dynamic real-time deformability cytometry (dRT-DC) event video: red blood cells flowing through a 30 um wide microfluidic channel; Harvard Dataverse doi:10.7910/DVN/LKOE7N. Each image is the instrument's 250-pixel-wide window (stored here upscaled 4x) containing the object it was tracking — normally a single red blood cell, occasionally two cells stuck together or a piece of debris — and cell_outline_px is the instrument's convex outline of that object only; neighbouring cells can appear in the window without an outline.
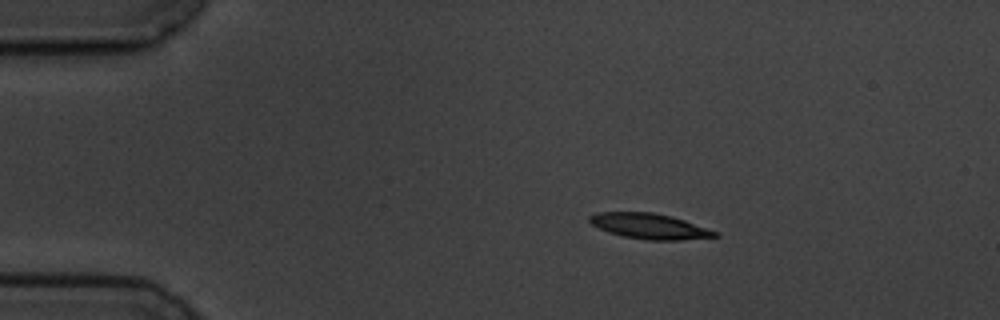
{"species": "common noctule bat (a hibernating species)", "species_latin": "Nyctalus noctula", "temperature_condition": "cold", "stored_images_in_passage": 5, "camera_frame_rate_fps": 3000, "um_per_image_px": 0.085, "animal": {"sex": "male", "body_mass_g": 19.5, "forearm_length_mm": 54.6}, "frame": {"image": 1, "passage_image": 2, "time_ms": 1.333, "image_size_px": [1000, 320], "cell_outline_px": [[720, 236], [680, 240], [648, 240], [624, 236], [608, 232], [592, 224], [588, 220], [588, 216], [596, 212], [652, 212], [672, 216], [684, 220], [716, 232]], "centroid_in_image_um": [55.16, 19.22], "position_along_channel_um": 29.8, "area_um2": 18.38}}
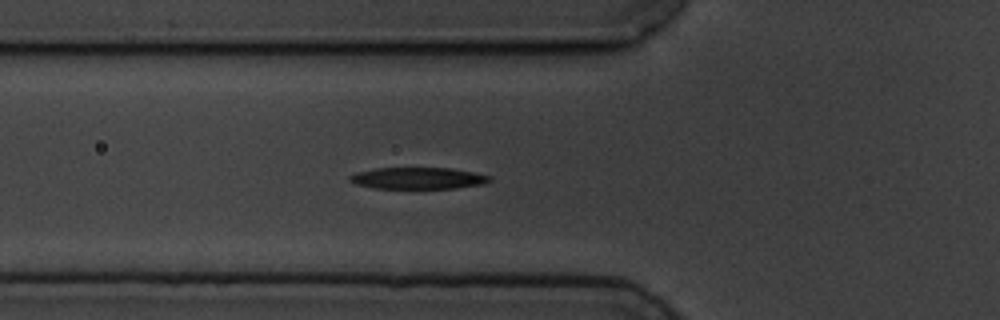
{"frame": {"image": 2, "passage_image": 5, "time_ms": 4.667, "image_size_px": [1000, 320], "cell_outline_px": [[492, 180], [484, 184], [456, 188], [372, 188], [356, 184], [348, 180], [348, 176], [356, 172], [376, 168], [448, 168], [472, 172], [488, 176]], "centroid_in_image_um": [35.48, 15.15], "position_along_channel_um": 90.3, "area_um2": 17.51}}